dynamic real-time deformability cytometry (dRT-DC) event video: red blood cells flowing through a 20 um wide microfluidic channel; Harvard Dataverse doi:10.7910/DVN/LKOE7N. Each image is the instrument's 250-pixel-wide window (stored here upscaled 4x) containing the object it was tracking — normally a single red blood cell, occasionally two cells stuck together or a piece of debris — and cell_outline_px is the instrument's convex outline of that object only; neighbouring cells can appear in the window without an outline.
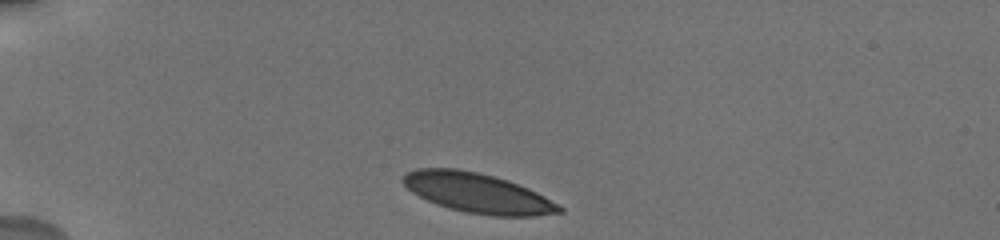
{"species": "human", "species_latin": "Homo sapiens", "temperature_condition": "cold", "stored_images_in_passage": 9, "camera_frame_rate_fps": 3000, "um_per_image_px": 0.085, "donor": {"sex": "male"}, "frame": {"image": 1, "passage_image": 1, "time_ms": 0.0, "image_size_px": [1000, 240], "cell_outline_px": [[564, 212], [532, 216], [492, 216], [464, 212], [448, 208], [436, 204], [412, 192], [400, 180], [408, 172], [416, 168], [456, 168], [476, 172], [508, 180], [528, 188], [544, 196], [564, 208]], "centroid_in_image_um": [40.59, 16.41], "position_along_channel_um": 44.4, "area_um2": 36.01}}
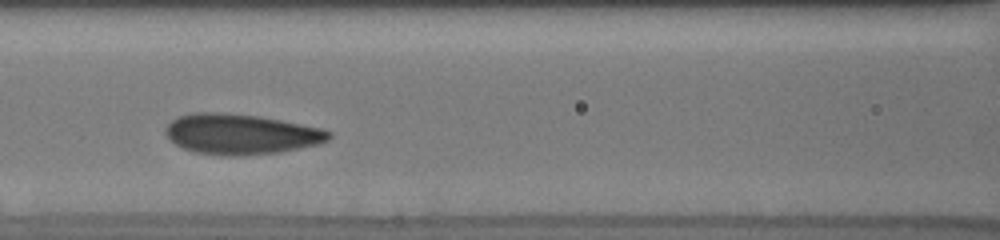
{"frame": {"image": 2, "passage_image": 7, "time_ms": 4.0, "image_size_px": [1000, 240], "cell_outline_px": [[332, 136], [328, 140], [316, 144], [300, 148], [280, 152], [240, 156], [224, 156], [192, 152], [176, 144], [164, 132], [164, 128], [172, 120], [180, 116], [196, 112], [220, 112], [260, 116], [324, 128], [332, 132]], "centroid_in_image_um": [20.49, 11.4], "position_along_channel_um": 146.1, "area_um2": 38.61}}
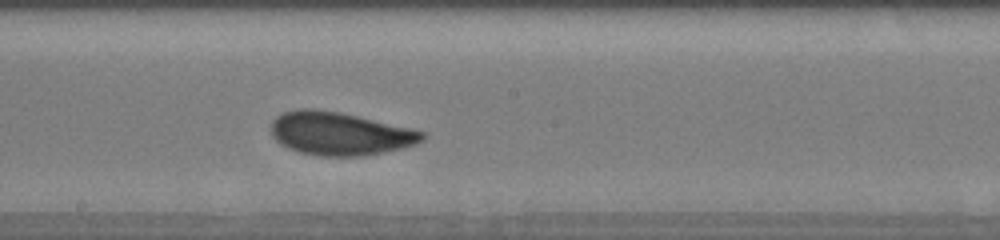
{"frame": {"image": 3, "passage_image": 9, "time_ms": 6.0, "image_size_px": [1000, 240], "cell_outline_px": [[424, 140], [416, 144], [400, 148], [364, 156], [320, 156], [300, 152], [288, 148], [280, 144], [272, 136], [272, 120], [276, 116], [284, 112], [300, 108], [312, 108], [340, 112], [408, 128], [424, 132]], "centroid_in_image_um": [28.83, 11.36], "position_along_channel_um": 219.4, "area_um2": 37.69}}